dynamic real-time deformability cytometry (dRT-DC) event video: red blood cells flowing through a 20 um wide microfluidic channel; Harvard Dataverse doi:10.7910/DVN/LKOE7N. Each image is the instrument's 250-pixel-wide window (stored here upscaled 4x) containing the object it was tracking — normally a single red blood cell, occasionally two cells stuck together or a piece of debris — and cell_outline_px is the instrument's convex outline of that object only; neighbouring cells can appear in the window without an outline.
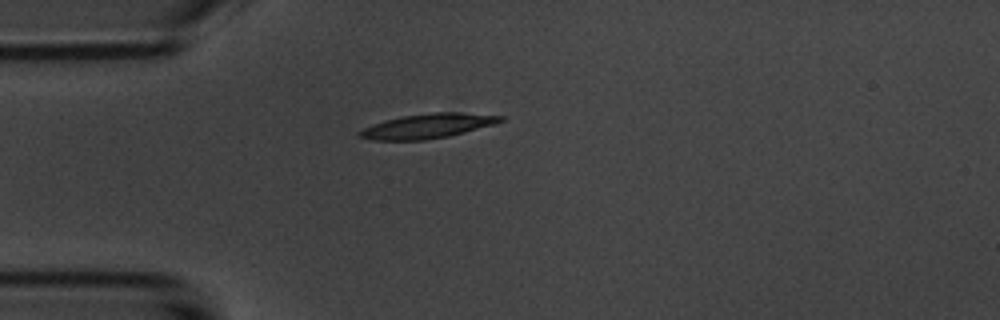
{"species": "common noctule bat (a hibernating species)", "species_latin": "Nyctalus noctula", "temperature_condition": "room temperature", "stored_images_in_passage": 1, "camera_frame_rate_fps": 3000, "um_per_image_px": 0.085, "animal": {"sex": "male", "body_mass_g": 20.1, "forearm_length_mm": 53.5}, "frame": {"image": 1, "passage_image": 1, "time_ms": 0.0, "image_size_px": [1000, 320], "cell_outline_px": [[504, 120], [496, 124], [448, 136], [424, 140], [372, 140], [356, 136], [356, 132], [372, 124], [384, 120], [400, 116], [432, 112], [460, 112], [504, 116]], "centroid_in_image_um": [36.32, 10.7], "position_along_channel_um": 48.7, "area_um2": 20.35}}